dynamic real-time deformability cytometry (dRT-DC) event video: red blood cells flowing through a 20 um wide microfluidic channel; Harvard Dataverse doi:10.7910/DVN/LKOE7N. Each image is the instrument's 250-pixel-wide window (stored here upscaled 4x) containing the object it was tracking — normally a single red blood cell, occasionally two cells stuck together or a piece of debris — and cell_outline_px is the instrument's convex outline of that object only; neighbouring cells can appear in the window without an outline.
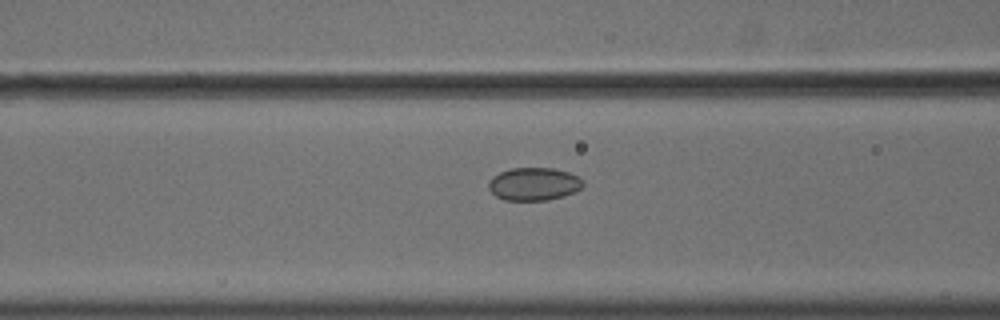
{"species": "common noctule bat (a hibernating species)", "species_latin": "Nyctalus noctula", "temperature_condition": "cold", "stored_images_in_passage": 55, "camera_frame_rate_fps": 3000, "um_per_image_px": 0.085, "animal": {"sex": "male", "body_mass_g": 18.8}, "frame": {"image": 1, "passage_image": 23, "time_ms": 7.333, "image_size_px": [1000, 320], "cell_outline_px": [[584, 184], [576, 192], [564, 196], [548, 200], [504, 200], [496, 196], [488, 188], [488, 180], [492, 176], [500, 172], [512, 168], [552, 168], [568, 172], [584, 180]], "centroid_in_image_um": [45.37, 15.64], "position_along_channel_um": 121.2, "area_um2": 18.21}}
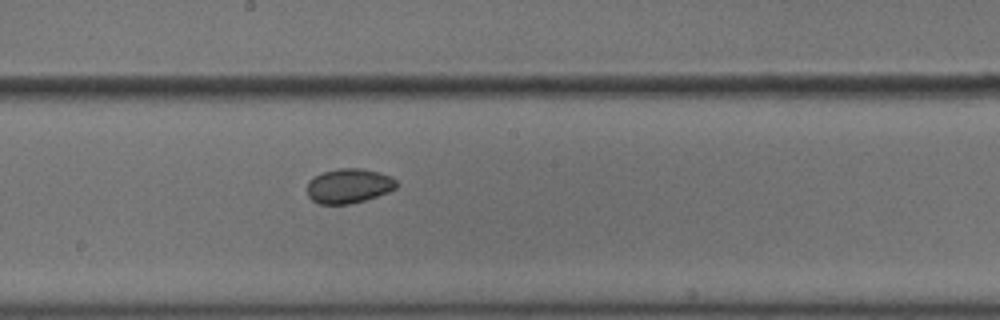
{"frame": {"image": 2, "passage_image": 31, "time_ms": 10.0, "image_size_px": [1000, 320], "cell_outline_px": [[400, 184], [396, 188], [388, 192], [352, 204], [320, 204], [312, 200], [308, 196], [308, 180], [324, 172], [340, 168], [360, 168], [376, 172], [388, 176], [396, 180]], "centroid_in_image_um": [29.65, 15.81], "position_along_channel_um": 218.6, "area_um2": 17.86}}
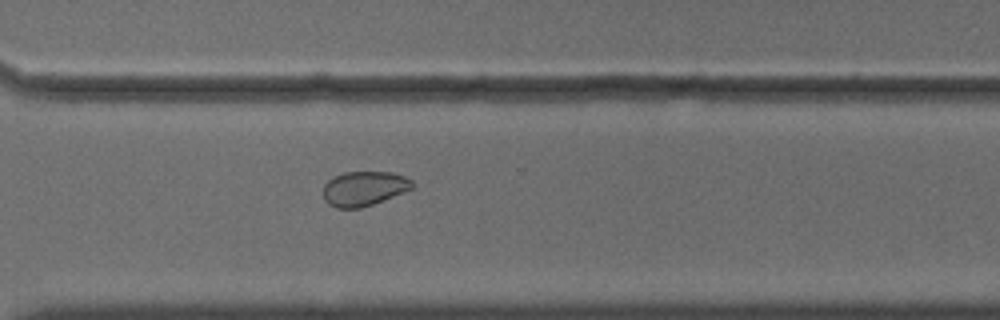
{"frame": {"image": 3, "passage_image": 41, "time_ms": 13.333, "image_size_px": [1000, 320], "cell_outline_px": [[412, 188], [372, 204], [360, 208], [336, 208], [328, 204], [324, 200], [324, 184], [328, 180], [344, 172], [392, 172], [404, 176], [412, 180]], "centroid_in_image_um": [30.9, 16.02], "position_along_channel_um": 339.7, "area_um2": 17.69}, "authors_computed_cell_mechanics": {"area_um2": 19.8254, "velocity_mm_per_s": 3.6438, "shape_relaxation_time_tau1_ms": null, "shape_relaxation_time_tau2_ms": 5.7995, "deformation_change_tau1": null, "deformation_change_tau2": 0.0603}}